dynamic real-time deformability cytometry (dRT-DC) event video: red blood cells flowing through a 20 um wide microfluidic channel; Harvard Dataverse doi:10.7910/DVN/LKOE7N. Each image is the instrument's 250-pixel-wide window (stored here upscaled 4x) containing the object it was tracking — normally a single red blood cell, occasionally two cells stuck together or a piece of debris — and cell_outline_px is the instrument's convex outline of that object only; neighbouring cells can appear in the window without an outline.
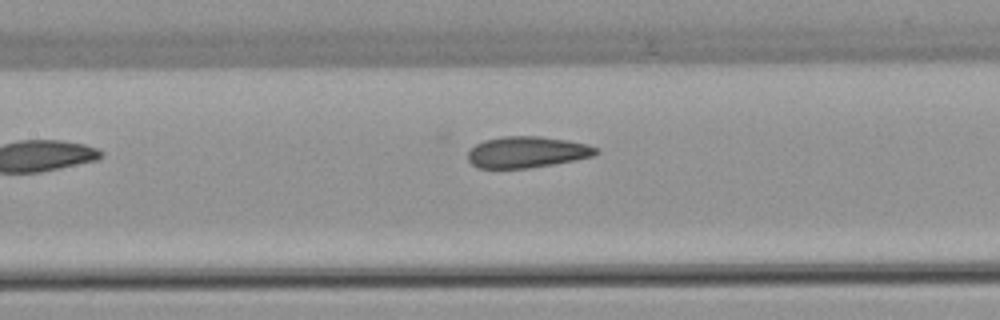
{"species": "common noctule bat (a hibernating species)", "species_latin": "Nyctalus noctula", "temperature_condition": "warm", "stored_images_in_passage": 4, "camera_frame_rate_fps": 3000, "um_per_image_px": 0.085, "animal": {"sex": "female", "body_mass_g": 22.7, "forearm_length_mm": 54.2}, "frame": {"image": 1, "passage_image": 4, "time_ms": 3.667, "image_size_px": [1000, 320], "cell_outline_px": [[600, 152], [592, 156], [576, 160], [528, 168], [476, 168], [468, 160], [468, 152], [476, 144], [484, 140], [504, 136], [540, 136], [568, 140], [588, 144], [600, 148]], "centroid_in_image_um": [44.82, 12.92], "position_along_channel_um": 162.6, "area_um2": 23.47}}